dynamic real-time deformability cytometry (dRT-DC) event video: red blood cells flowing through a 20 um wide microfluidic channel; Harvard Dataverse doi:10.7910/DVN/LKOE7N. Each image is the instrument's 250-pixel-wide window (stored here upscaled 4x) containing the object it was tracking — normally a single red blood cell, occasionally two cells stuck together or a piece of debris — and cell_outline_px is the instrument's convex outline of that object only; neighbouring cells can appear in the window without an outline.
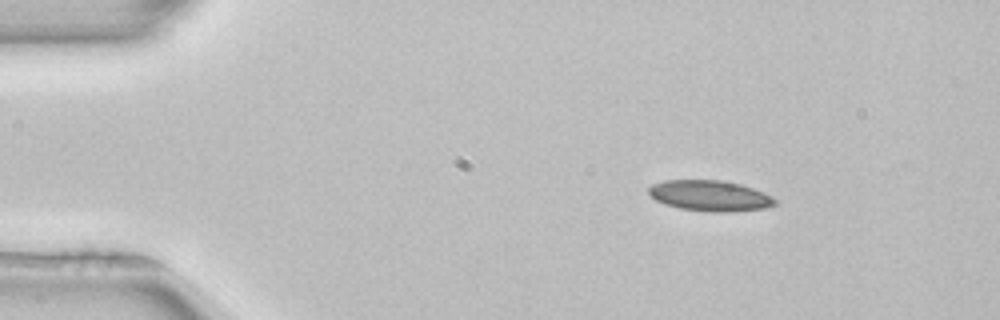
{"species": "common noctule bat (a hibernating species)", "species_latin": "Nyctalus noctula", "temperature_condition": "room temperature", "stored_images_in_passage": 45, "camera_frame_rate_fps": 3000, "um_per_image_px": 0.085, "animal": {"sex": "female", "body_mass_g": 22.7, "forearm_length_mm": 54.2}, "frame": {"image": 1, "passage_image": 1, "time_ms": 0.0, "image_size_px": [1000, 320], "cell_outline_px": [[776, 204], [764, 208], [728, 212], [708, 212], [680, 208], [664, 204], [656, 200], [648, 192], [648, 188], [652, 184], [664, 180], [720, 180], [740, 184], [764, 192], [772, 196], [776, 200]], "centroid_in_image_um": [60.33, 16.63], "position_along_channel_um": 24.7, "area_um2": 22.6}}
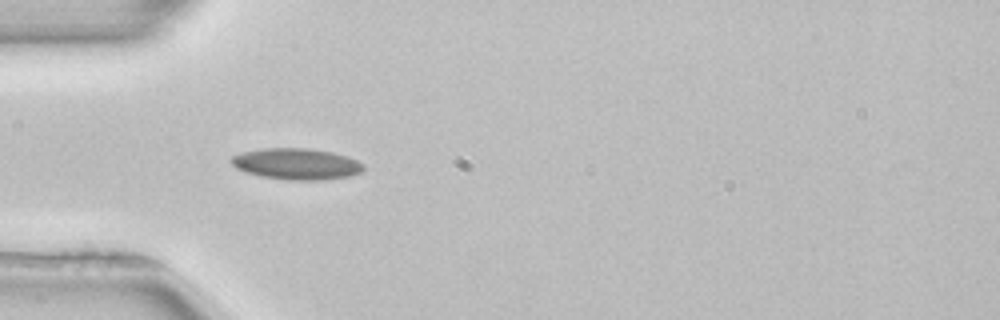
{"frame": {"image": 2, "passage_image": 9, "time_ms": 2.667, "image_size_px": [1000, 320], "cell_outline_px": [[364, 168], [360, 172], [348, 176], [320, 180], [288, 180], [260, 176], [244, 172], [236, 168], [232, 164], [232, 156], [244, 152], [264, 148], [308, 148], [332, 152], [348, 156], [364, 164]], "centroid_in_image_um": [25.2, 13.93], "position_along_channel_um": 59.8, "area_um2": 23.99}}